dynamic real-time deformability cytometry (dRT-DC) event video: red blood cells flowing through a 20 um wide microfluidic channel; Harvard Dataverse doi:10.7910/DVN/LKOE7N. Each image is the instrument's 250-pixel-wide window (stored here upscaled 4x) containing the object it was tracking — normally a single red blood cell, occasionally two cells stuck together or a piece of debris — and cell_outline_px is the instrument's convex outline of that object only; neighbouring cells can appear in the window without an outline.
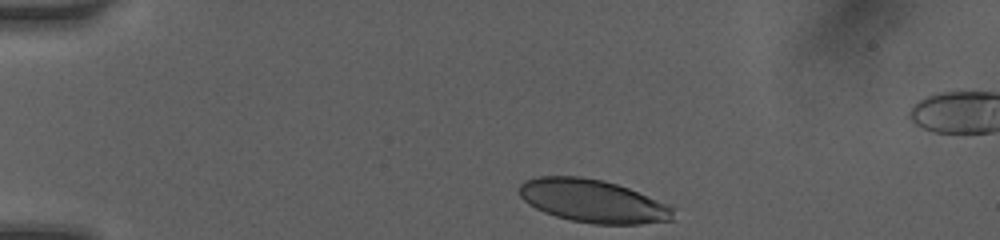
{"species": "human", "species_latin": "Homo sapiens", "temperature_condition": "room temperature", "stored_images_in_passage": 20, "camera_frame_rate_fps": 3000, "um_per_image_px": 0.085, "donor": {"sex": "female"}, "frame": {"image": 1, "passage_image": 1, "time_ms": 0.0, "image_size_px": [1000, 240], "cell_outline_px": [[676, 220], [640, 224], [592, 224], [572, 220], [556, 216], [544, 212], [528, 204], [520, 196], [520, 184], [524, 180], [540, 176], [580, 176], [604, 180], [628, 188], [668, 204], [672, 208]], "centroid_in_image_um": [50.41, 17.09], "position_along_channel_um": 34.6, "area_um2": 38.61}}
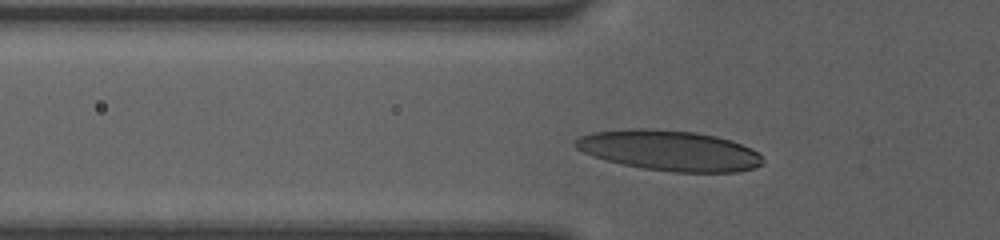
{"frame": {"image": 2, "passage_image": 14, "time_ms": 2.333, "image_size_px": [1000, 240], "cell_outline_px": [[764, 164], [740, 172], [672, 172], [644, 168], [624, 164], [592, 156], [576, 148], [572, 144], [580, 136], [592, 132], [632, 128], [644, 128], [696, 132], [716, 136], [732, 140], [752, 148], [764, 160]], "centroid_in_image_um": [56.92, 12.79], "position_along_channel_um": 68.9, "area_um2": 44.1}}
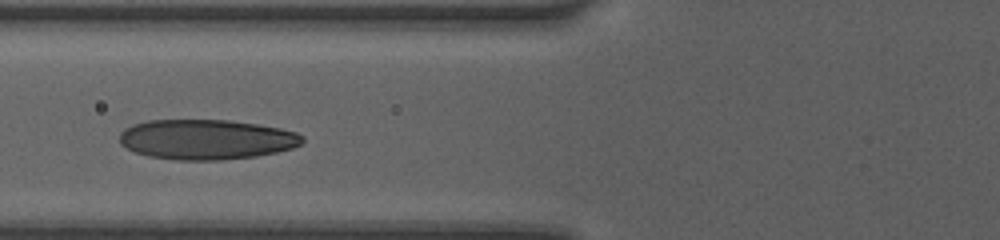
{"frame": {"image": 3, "passage_image": 19, "time_ms": 3.333, "image_size_px": [1000, 240], "cell_outline_px": [[304, 140], [300, 144], [292, 148], [276, 152], [256, 156], [220, 160], [176, 160], [148, 156], [136, 152], [120, 144], [120, 132], [124, 128], [132, 124], [148, 120], [228, 120], [256, 124], [280, 128], [296, 132], [304, 136]], "centroid_in_image_um": [17.53, 11.85], "position_along_channel_um": 108.3, "area_um2": 42.71}}